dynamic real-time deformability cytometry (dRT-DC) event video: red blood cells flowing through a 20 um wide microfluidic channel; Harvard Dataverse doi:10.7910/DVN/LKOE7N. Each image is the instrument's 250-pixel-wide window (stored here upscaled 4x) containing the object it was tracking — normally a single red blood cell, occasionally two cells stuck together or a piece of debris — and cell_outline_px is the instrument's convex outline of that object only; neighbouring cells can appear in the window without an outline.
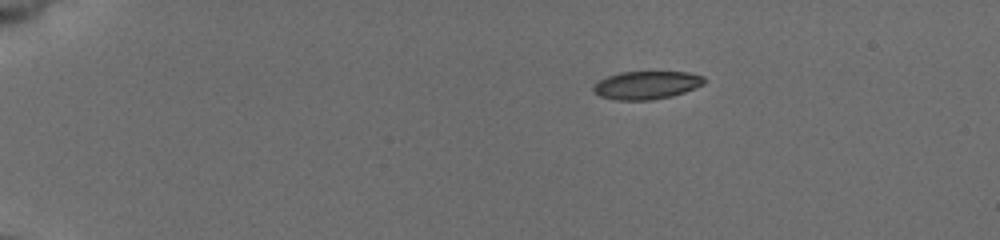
{"species": "common noctule bat (a hibernating species)", "species_latin": "Nyctalus noctula", "temperature_condition": "cold", "stored_images_in_passage": 45, "camera_frame_rate_fps": 3000, "um_per_image_px": 0.085, "animal": {"sex": "female", "body_mass_g": 19.5, "forearm_length_mm": 54.1}, "frame": {"image": 1, "passage_image": 1, "time_ms": 0.0, "image_size_px": [1000, 240], "cell_outline_px": [[708, 80], [704, 84], [684, 92], [672, 96], [652, 100], [616, 100], [600, 96], [592, 92], [592, 88], [600, 80], [608, 76], [620, 72], [688, 72], [704, 76]], "centroid_in_image_um": [54.98, 7.24], "position_along_channel_um": 30.0, "area_um2": 18.21}}
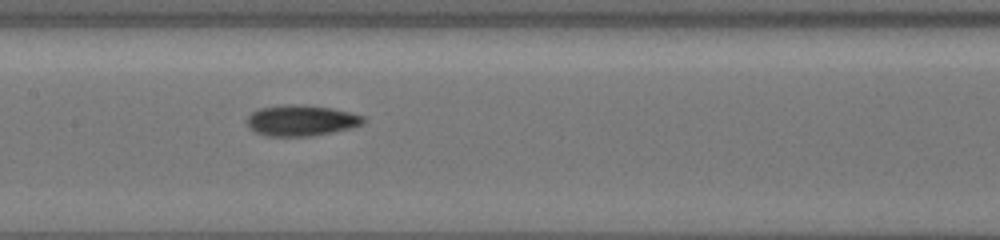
{"frame": {"image": 2, "passage_image": 20, "time_ms": 6.333, "image_size_px": [1000, 240], "cell_outline_px": [[364, 120], [360, 124], [352, 128], [308, 136], [268, 136], [256, 132], [248, 128], [248, 116], [252, 112], [260, 108], [296, 104], [332, 108], [364, 116]], "centroid_in_image_um": [25.58, 10.24], "position_along_channel_um": 181.8, "area_um2": 20.52}}
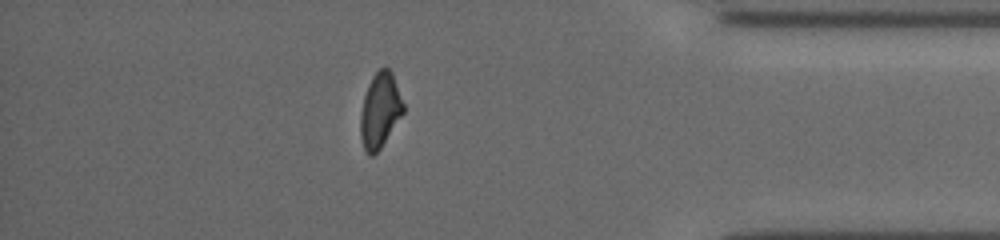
{"frame": {"image": 3, "passage_image": 39, "time_ms": 12.667, "image_size_px": [1000, 240], "cell_outline_px": [[404, 112], [380, 148], [372, 156], [368, 156], [364, 148], [360, 136], [360, 116], [364, 96], [372, 76], [380, 68], [388, 68], [392, 72], [404, 104]], "centroid_in_image_um": [32.3, 9.38], "position_along_channel_um": 402.9, "area_um2": 18.55}, "authors_computed_cell_mechanics": {"area_um2": 19.4786, "velocity_mm_per_s": 3.8841, "shape_relaxation_time_tau1_ms": 5.8444, "shape_relaxation_time_tau2_ms": 5.1062, "deformation_change_tau1": 0.1578, "deformation_change_tau2": 0.1109}}